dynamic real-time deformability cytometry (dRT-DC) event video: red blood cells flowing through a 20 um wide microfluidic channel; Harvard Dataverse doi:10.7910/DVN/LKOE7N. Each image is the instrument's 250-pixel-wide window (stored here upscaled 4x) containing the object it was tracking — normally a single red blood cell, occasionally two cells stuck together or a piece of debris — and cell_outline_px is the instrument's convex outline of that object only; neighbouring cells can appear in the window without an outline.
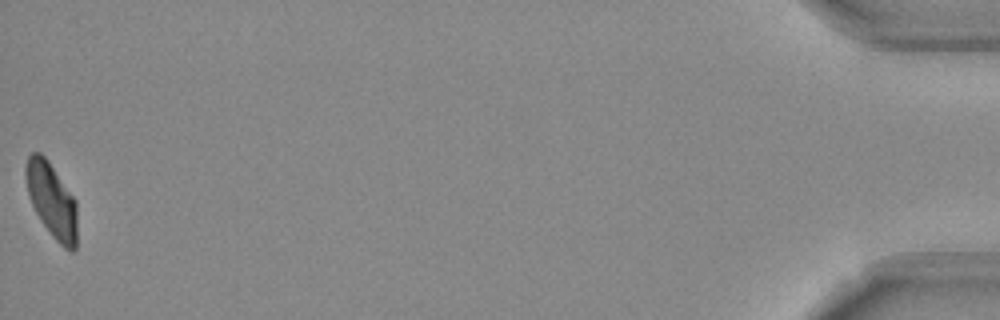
{"species": "Egyptian fruit bat (a non-hibernating species)", "species_latin": "Rousettus aegyptiacus", "temperature_condition": "room temperature", "stored_images_in_passage": 54, "camera_frame_rate_fps": 3000, "um_per_image_px": 0.085, "frame": {"image": 1, "passage_image": 54, "time_ms": 17.667, "image_size_px": [1000, 320], "cell_outline_px": [[76, 248], [72, 252], [64, 248], [52, 236], [36, 212], [32, 204], [28, 192], [24, 176], [24, 168], [28, 156], [32, 152], [40, 152], [48, 160], [76, 200]], "centroid_in_image_um": [4.39, 16.99], "position_along_channel_um": 430.8, "area_um2": 22.25}, "authors_computed_cell_mechanics": {"area_um2": 24.1893, "velocity_mm_per_s": 3.7872, "shape_relaxation_time_tau1_ms": 4.571, "shape_relaxation_time_tau2_ms": 2.9811, "deformation_change_tau1": 0.1541, "deformation_change_tau2": 0.0704}}